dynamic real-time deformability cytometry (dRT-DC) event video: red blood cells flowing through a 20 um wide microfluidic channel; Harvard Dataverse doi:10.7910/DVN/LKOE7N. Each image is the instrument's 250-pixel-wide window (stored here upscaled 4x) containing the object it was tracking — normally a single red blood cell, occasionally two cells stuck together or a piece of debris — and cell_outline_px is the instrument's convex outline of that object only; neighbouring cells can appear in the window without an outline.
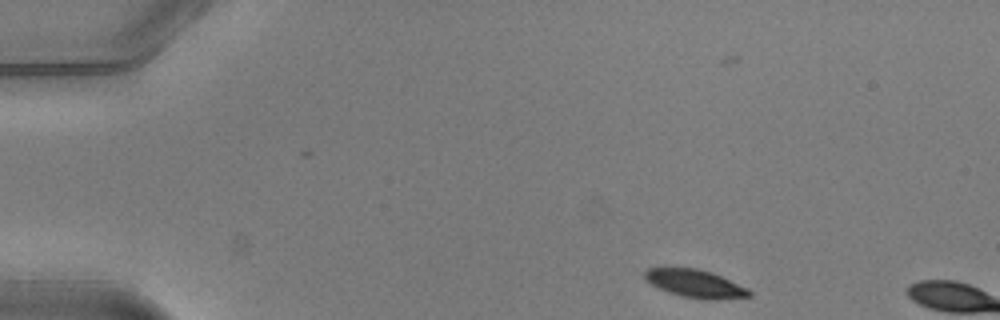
{"species": "common noctule bat (a hibernating species)", "species_latin": "Nyctalus noctula", "temperature_condition": "warm", "stored_images_in_passage": 3, "camera_frame_rate_fps": 3000, "um_per_image_px": 0.085, "animal": {"sex": "male", "body_mass_g": 20.5, "forearm_length_mm": 52.5}, "frame": {"image": 1, "passage_image": 1, "time_ms": 0.0, "image_size_px": [1000, 320], "cell_outline_px": [[752, 296], [680, 296], [668, 292], [644, 280], [644, 272], [648, 268], [696, 268], [712, 272], [748, 288], [752, 292]], "centroid_in_image_um": [58.99, 24.03], "position_along_channel_um": 26.0, "area_um2": 15.9}}